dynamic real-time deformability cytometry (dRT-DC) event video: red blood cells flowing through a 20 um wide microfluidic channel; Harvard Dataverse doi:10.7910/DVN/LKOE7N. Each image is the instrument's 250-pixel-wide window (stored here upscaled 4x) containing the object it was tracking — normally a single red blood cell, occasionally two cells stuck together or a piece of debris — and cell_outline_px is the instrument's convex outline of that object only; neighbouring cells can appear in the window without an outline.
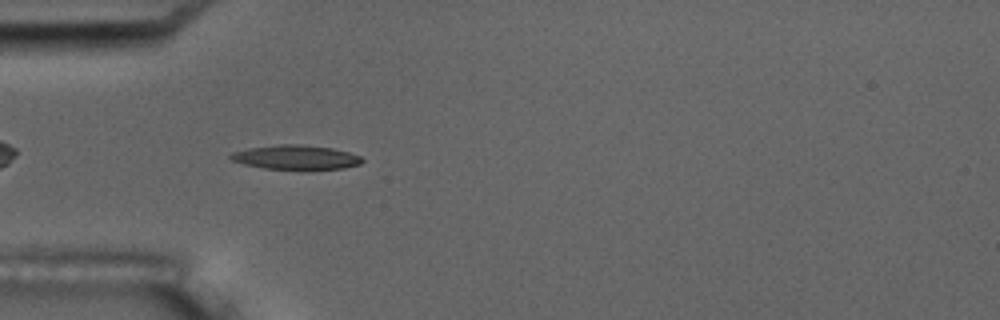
{"species": "common noctule bat (a hibernating species)", "species_latin": "Nyctalus noctula", "temperature_condition": "room temperature", "stored_images_in_passage": 7, "camera_frame_rate_fps": 3000, "um_per_image_px": 0.085, "animal": {"sex": "male", "body_mass_g": 17.5, "forearm_length_mm": 52.3}, "frame": {"image": 1, "passage_image": 5, "time_ms": 5.333, "image_size_px": [1000, 320], "cell_outline_px": [[364, 160], [360, 164], [344, 168], [264, 168], [244, 164], [232, 160], [228, 156], [232, 152], [248, 148], [280, 144], [296, 144], [332, 148], [348, 152], [360, 156]], "centroid_in_image_um": [25.12, 13.35], "position_along_channel_um": 59.9, "area_um2": 18.15}}